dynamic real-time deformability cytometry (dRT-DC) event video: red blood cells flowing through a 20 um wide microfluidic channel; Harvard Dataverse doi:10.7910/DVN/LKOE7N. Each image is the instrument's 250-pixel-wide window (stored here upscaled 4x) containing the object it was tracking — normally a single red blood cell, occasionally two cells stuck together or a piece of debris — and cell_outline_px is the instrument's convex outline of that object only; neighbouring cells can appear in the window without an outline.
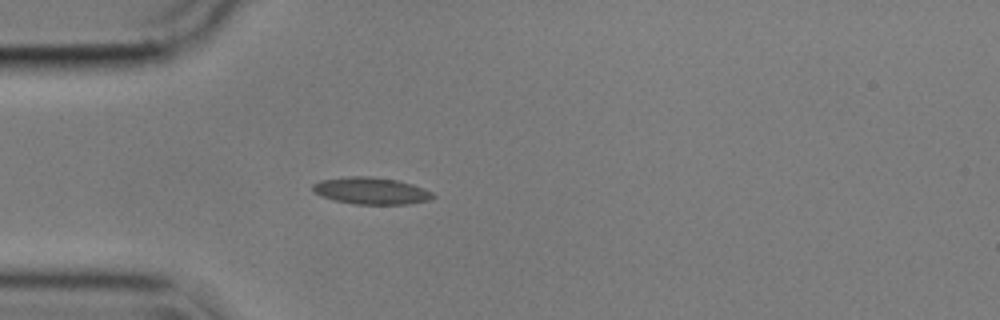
{"species": "common noctule bat (a hibernating species)", "species_latin": "Nyctalus noctula", "temperature_condition": "cold", "stored_images_in_passage": 41, "camera_frame_rate_fps": 3000, "um_per_image_px": 0.085, "animal": {"sex": "male", "body_mass_g": 17.9}, "frame": {"image": 1, "passage_image": 1, "time_ms": 0.0, "image_size_px": [1000, 320], "cell_outline_px": [[436, 196], [428, 200], [408, 204], [356, 204], [332, 200], [320, 196], [312, 192], [312, 184], [320, 180], [348, 176], [368, 176], [396, 180], [412, 184], [424, 188], [432, 192]], "centroid_in_image_um": [31.5, 16.22], "position_along_channel_um": 53.5, "area_um2": 18.96}}
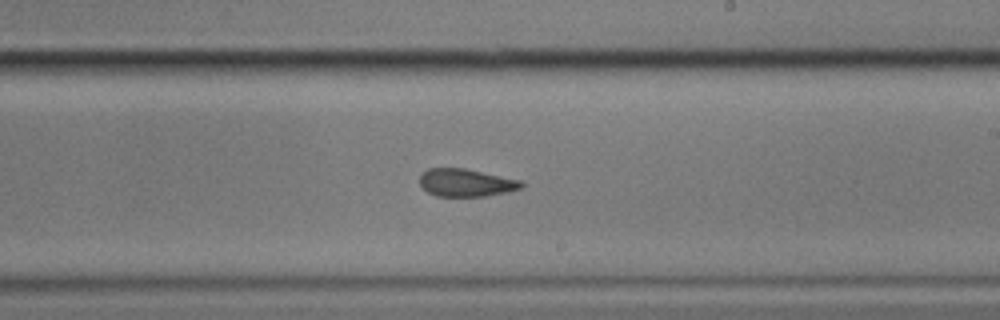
{"frame": {"image": 2, "passage_image": 18, "time_ms": 5.667, "image_size_px": [1000, 320], "cell_outline_px": [[524, 184], [520, 188], [508, 192], [484, 196], [436, 196], [428, 192], [420, 184], [420, 176], [428, 168], [464, 168], [520, 180]], "centroid_in_image_um": [39.6, 15.53], "position_along_channel_um": 249.4, "area_um2": 16.24}}
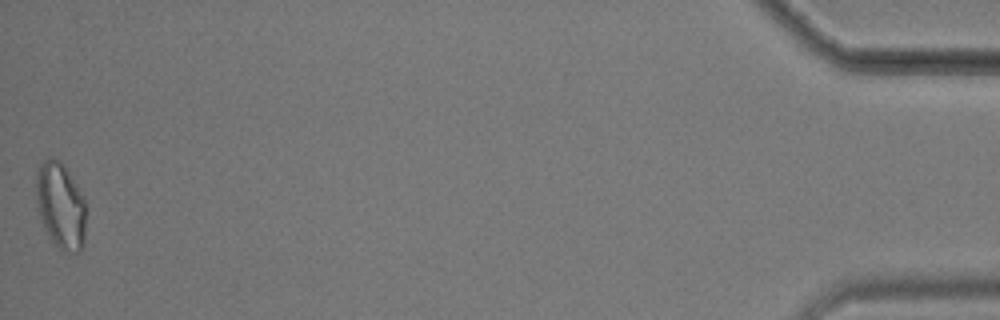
{"frame": {"image": 3, "passage_image": 41, "time_ms": 13.333, "image_size_px": [1000, 320], "cell_outline_px": [[84, 244], [80, 252], [64, 252], [52, 240], [40, 216], [36, 200], [36, 176], [40, 164], [48, 156], [52, 156], [64, 168], [72, 180], [84, 200]], "centroid_in_image_um": [5.13, 17.5], "position_along_channel_um": 430.1, "area_um2": 24.16}, "authors_computed_cell_mechanics": {"area_um2": 17.1666, "velocity_mm_per_s": 3.5751, "shape_relaxation_time_tau1_ms": 9.8547, "shape_relaxation_time_tau2_ms": 2.9293, "deformation_change_tau1": 0.2056, "deformation_change_tau2": 0.0814}}